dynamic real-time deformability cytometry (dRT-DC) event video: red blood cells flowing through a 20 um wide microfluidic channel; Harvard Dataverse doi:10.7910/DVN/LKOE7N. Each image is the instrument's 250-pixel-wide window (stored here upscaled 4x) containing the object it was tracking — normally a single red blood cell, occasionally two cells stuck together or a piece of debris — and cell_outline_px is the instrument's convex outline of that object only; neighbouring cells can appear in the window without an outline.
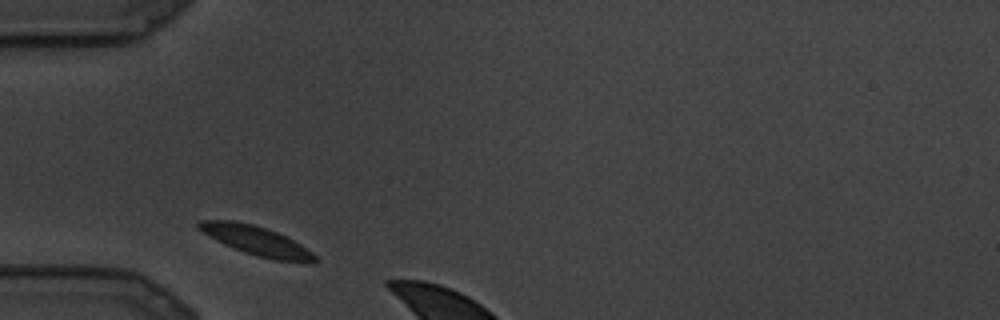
{"species": "common noctule bat (a hibernating species)", "species_latin": "Nyctalus noctula", "temperature_condition": "cold", "stored_images_in_passage": 2, "camera_frame_rate_fps": 3000, "um_per_image_px": 0.085, "animal": {"sex": "male", "body_mass_g": 19.5, "forearm_length_mm": 54.6}, "frame": {"image": 1, "passage_image": 1, "time_ms": 0.0, "image_size_px": [1000, 320], "cell_outline_px": [[320, 260], [316, 264], [308, 264], [272, 260], [256, 256], [244, 252], [224, 244], [208, 236], [196, 228], [196, 224], [200, 220], [232, 220], [252, 224], [276, 232], [300, 244], [312, 252]], "centroid_in_image_um": [21.84, 20.5], "position_along_channel_um": 63.2, "area_um2": 20.06}}